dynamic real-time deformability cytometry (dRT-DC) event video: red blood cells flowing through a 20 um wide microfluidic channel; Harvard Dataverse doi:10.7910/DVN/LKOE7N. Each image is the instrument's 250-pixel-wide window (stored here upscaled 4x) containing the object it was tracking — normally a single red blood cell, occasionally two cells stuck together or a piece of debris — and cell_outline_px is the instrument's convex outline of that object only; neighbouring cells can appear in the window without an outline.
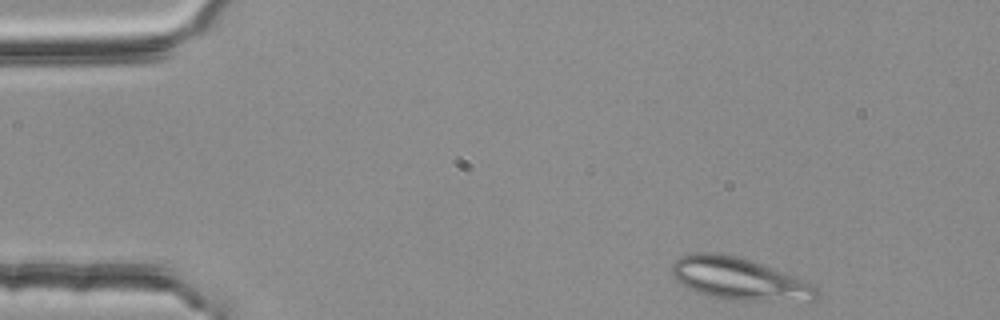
{"species": "common noctule bat (a hibernating species)", "species_latin": "Nyctalus noctula", "temperature_condition": "room temperature", "stored_images_in_passage": 3, "camera_frame_rate_fps": 3000, "um_per_image_px": 0.085, "animal": {"sex": "female", "body_mass_g": 25.1}, "frame": {"image": 1, "passage_image": 1, "time_ms": 0.0, "image_size_px": [1000, 320], "cell_outline_px": [[820, 296], [812, 304], [808, 304], [736, 300], [708, 296], [684, 288], [672, 276], [672, 264], [680, 256], [692, 252], [720, 252], [752, 260], [812, 284], [816, 288]], "centroid_in_image_um": [62.88, 23.75], "position_along_channel_um": 22.1, "area_um2": 36.76}}